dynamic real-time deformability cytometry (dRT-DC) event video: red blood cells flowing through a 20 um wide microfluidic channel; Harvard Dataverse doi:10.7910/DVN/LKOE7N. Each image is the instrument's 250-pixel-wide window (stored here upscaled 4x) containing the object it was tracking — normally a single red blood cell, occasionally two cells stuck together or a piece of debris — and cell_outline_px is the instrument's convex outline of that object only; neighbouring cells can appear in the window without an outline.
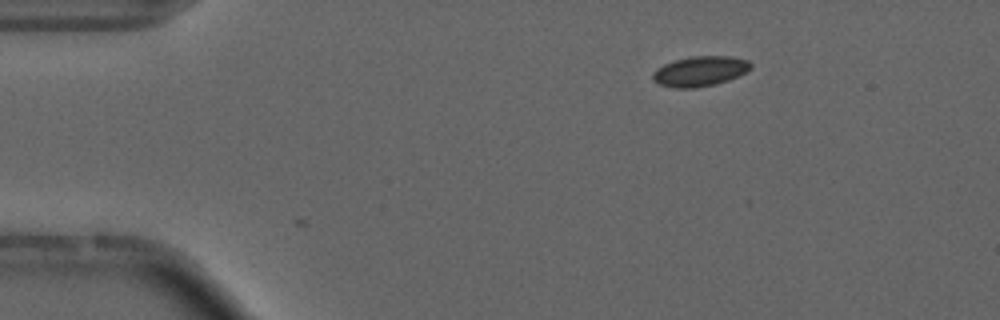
{"species": "common noctule bat (a hibernating species)", "species_latin": "Nyctalus noctula", "temperature_condition": "cold", "stored_images_in_passage": 2, "camera_frame_rate_fps": 3000, "um_per_image_px": 0.085, "animal": {"sex": "male", "forearm_length_mm": 52.5}, "frame": {"image": 1, "passage_image": 2, "time_ms": 0.333, "image_size_px": [1000, 320], "cell_outline_px": [[752, 68], [728, 80], [716, 84], [696, 88], [676, 88], [660, 84], [652, 80], [652, 72], [656, 68], [664, 64], [676, 60], [692, 56], [728, 56], [748, 60], [752, 64]], "centroid_in_image_um": [59.48, 6.05], "position_along_channel_um": 25.5, "area_um2": 17.11}}